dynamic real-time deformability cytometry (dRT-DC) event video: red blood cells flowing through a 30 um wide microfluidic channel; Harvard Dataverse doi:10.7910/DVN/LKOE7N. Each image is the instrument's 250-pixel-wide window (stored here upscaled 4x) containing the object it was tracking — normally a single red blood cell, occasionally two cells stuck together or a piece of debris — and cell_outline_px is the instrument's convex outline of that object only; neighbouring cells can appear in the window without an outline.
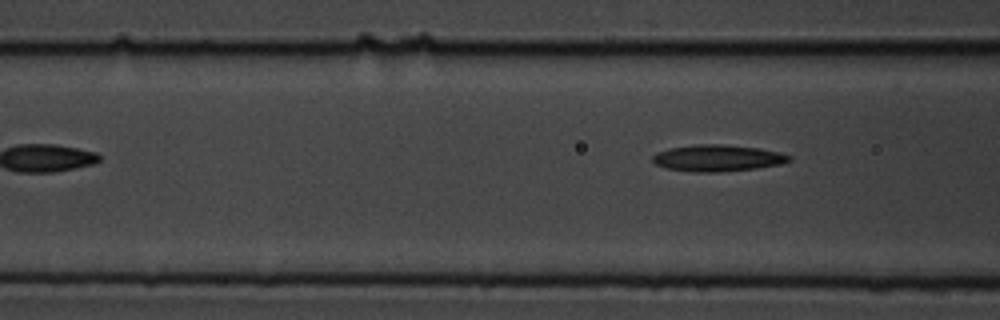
{"species": "common noctule bat (a hibernating species)", "species_latin": "Nyctalus noctula", "temperature_condition": "cold", "stored_images_in_passage": 4, "camera_frame_rate_fps": 3000, "um_per_image_px": 0.085, "animal": {"sex": "male", "body_mass_g": 19.5, "forearm_length_mm": 54.6}, "frame": {"image": 1, "passage_image": 4, "time_ms": 3.667, "image_size_px": [1000, 320], "cell_outline_px": [[792, 160], [780, 164], [756, 168], [716, 172], [692, 172], [664, 168], [656, 164], [652, 160], [652, 156], [656, 152], [668, 148], [700, 144], [720, 144], [760, 148], [780, 152], [792, 156]], "centroid_in_image_um": [60.98, 13.43], "position_along_channel_um": 105.6, "area_um2": 21.21}}